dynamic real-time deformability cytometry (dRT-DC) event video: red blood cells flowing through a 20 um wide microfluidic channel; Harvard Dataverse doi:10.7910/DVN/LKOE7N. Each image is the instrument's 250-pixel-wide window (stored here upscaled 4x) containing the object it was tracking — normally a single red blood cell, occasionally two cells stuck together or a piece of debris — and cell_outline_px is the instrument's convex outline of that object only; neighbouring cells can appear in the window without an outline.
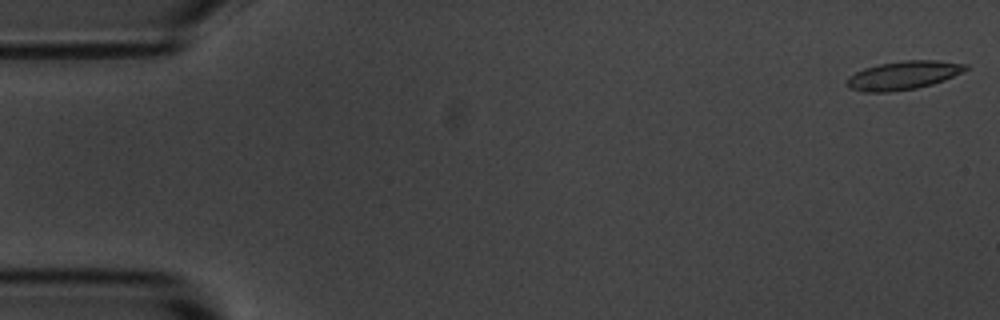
{"species": "common noctule bat (a hibernating species)", "species_latin": "Nyctalus noctula", "temperature_condition": "room temperature", "stored_images_in_passage": 5, "camera_frame_rate_fps": 3000, "um_per_image_px": 0.085, "animal": {"sex": "male", "body_mass_g": 20.1, "forearm_length_mm": 53.5}, "frame": {"image": 1, "passage_image": 1, "time_ms": 0.0, "image_size_px": [1000, 320], "cell_outline_px": [[968, 68], [944, 80], [932, 84], [916, 88], [888, 92], [864, 92], [852, 88], [844, 84], [848, 76], [864, 68], [880, 64], [904, 60], [936, 60], [968, 64]], "centroid_in_image_um": [76.75, 6.4], "position_along_channel_um": 8.3, "area_um2": 19.59}}
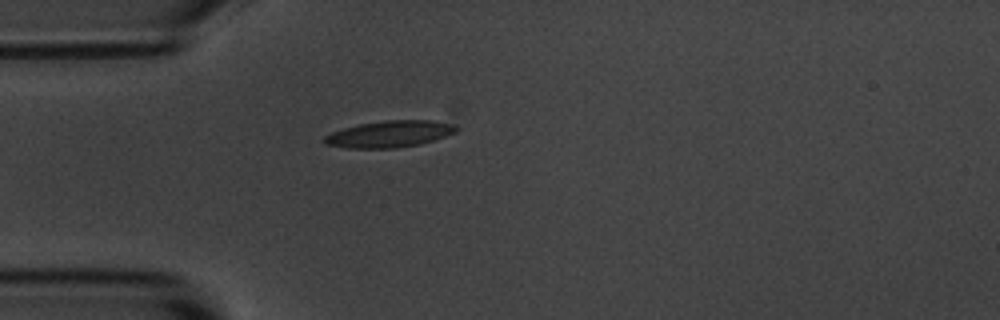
{"frame": {"image": 2, "passage_image": 5, "time_ms": 4.667, "image_size_px": [1000, 320], "cell_outline_px": [[456, 132], [420, 144], [396, 148], [348, 148], [324, 144], [324, 136], [332, 132], [344, 128], [360, 124], [384, 120], [432, 120], [448, 124], [456, 128]], "centroid_in_image_um": [33.04, 11.4], "position_along_channel_um": 52.0, "area_um2": 20.11}}